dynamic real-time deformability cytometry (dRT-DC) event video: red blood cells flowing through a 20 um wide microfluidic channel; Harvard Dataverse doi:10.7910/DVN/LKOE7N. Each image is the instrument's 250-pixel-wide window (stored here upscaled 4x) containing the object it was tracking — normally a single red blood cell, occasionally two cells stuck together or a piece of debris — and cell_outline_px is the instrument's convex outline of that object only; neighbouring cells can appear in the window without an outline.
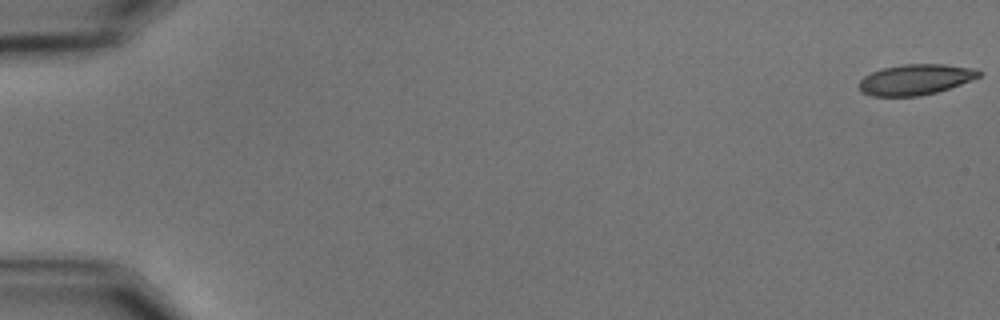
{"species": "common noctule bat (a hibernating species)", "species_latin": "Nyctalus noctula", "temperature_condition": "cold", "stored_images_in_passage": 59, "segment_of_instrument_passage": [1, 2], "camera_frame_rate_fps": 3000, "um_per_image_px": 0.085, "animal": {"sex": "male", "body_mass_g": 15.6}, "frame": {"image": 1, "passage_image": 1, "time_ms": 0.0, "image_size_px": [1000, 320], "cell_outline_px": [[980, 76], [960, 84], [936, 92], [920, 96], [872, 96], [860, 92], [856, 84], [864, 76], [880, 68], [900, 64], [944, 64], [968, 68], [980, 72]], "centroid_in_image_um": [77.7, 6.76], "position_along_channel_um": 7.3, "area_um2": 21.33}}
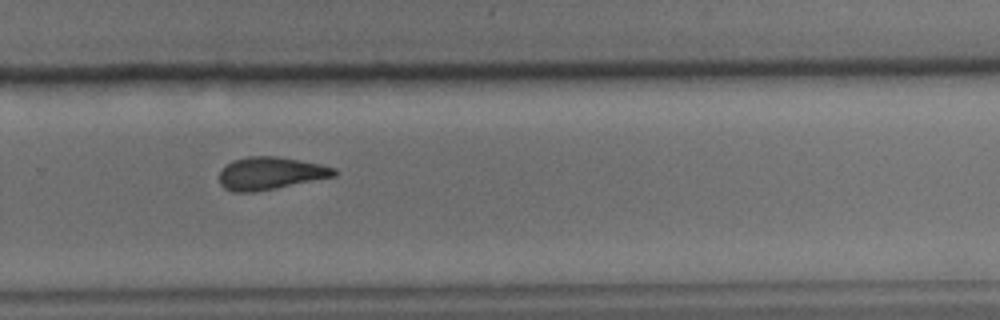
{"frame": {"image": 2, "passage_image": 40, "time_ms": 13.0, "image_size_px": [1000, 320], "cell_outline_px": [[336, 176], [252, 192], [232, 192], [224, 188], [220, 184], [220, 172], [232, 160], [248, 156], [276, 156], [300, 160], [320, 164], [336, 168]], "centroid_in_image_um": [22.97, 14.72], "position_along_channel_um": 306.8, "area_um2": 21.56}}
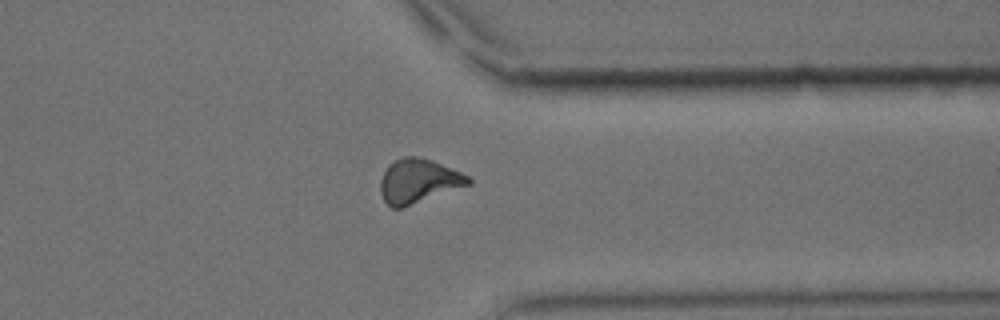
{"frame": {"image": 3, "passage_image": 46, "time_ms": 15.0, "image_size_px": [1000, 320], "cell_outline_px": [[472, 184], [400, 208], [392, 208], [384, 200], [380, 192], [380, 180], [388, 164], [404, 156], [420, 156], [432, 160], [460, 172], [468, 176], [472, 180]], "centroid_in_image_um": [35.56, 15.38], "position_along_channel_um": 375.8, "area_um2": 22.48}}